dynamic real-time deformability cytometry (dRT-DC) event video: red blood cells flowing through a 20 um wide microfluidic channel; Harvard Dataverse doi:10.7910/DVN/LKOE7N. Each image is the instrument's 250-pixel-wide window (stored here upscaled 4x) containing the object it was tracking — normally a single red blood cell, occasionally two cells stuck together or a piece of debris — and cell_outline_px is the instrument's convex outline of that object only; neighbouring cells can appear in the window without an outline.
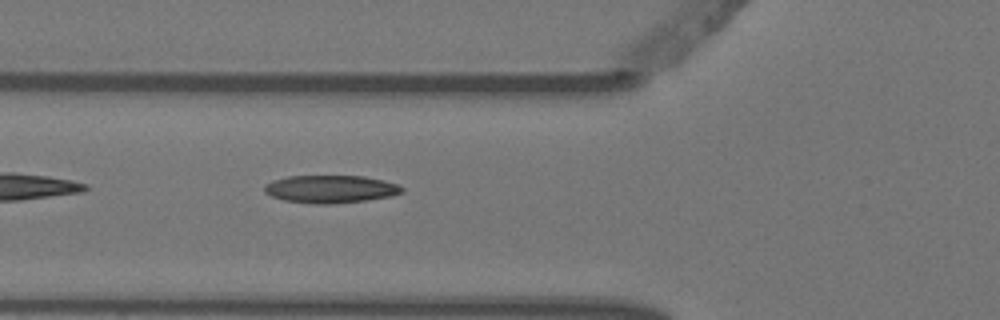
{"species": "Egyptian fruit bat (a non-hibernating species)", "species_latin": "Rousettus aegyptiacus", "temperature_condition": "warm", "stored_images_in_passage": 6, "camera_frame_rate_fps": 3000, "um_per_image_px": 0.085, "animal": {"sex": "female"}, "frame": {"image": 1, "passage_image": 6, "time_ms": 1.667, "image_size_px": [1000, 320], "cell_outline_px": [[404, 192], [392, 196], [368, 200], [332, 204], [312, 204], [284, 200], [272, 196], [264, 192], [264, 184], [272, 180], [288, 176], [364, 176], [384, 180], [400, 184], [404, 188]], "centroid_in_image_um": [28.13, 16.07], "position_along_channel_um": 97.7, "area_um2": 22.54}}